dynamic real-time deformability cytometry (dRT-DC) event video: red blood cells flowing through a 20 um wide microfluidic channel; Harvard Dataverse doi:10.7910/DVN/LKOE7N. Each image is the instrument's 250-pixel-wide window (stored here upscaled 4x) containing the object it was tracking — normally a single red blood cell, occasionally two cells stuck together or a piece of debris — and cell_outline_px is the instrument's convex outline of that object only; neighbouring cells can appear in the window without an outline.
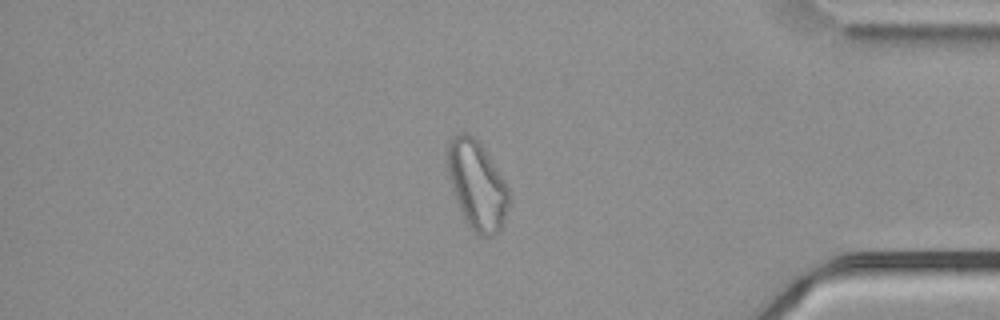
{"species": "common noctule bat (a hibernating species)", "species_latin": "Nyctalus noctula", "temperature_condition": "cold", "stored_images_in_passage": 57, "camera_frame_rate_fps": 3000, "um_per_image_px": 0.085, "animal": {"sex": "male", "body_mass_g": 21.5, "forearm_length_mm": 52.0}, "frame": {"image": 1, "passage_image": 49, "time_ms": 16.0, "image_size_px": [1000, 320], "cell_outline_px": [[508, 208], [500, 228], [492, 236], [476, 236], [472, 232], [464, 220], [452, 192], [448, 176], [448, 140], [460, 132], [468, 132], [480, 144], [504, 180], [508, 188]], "centroid_in_image_um": [40.5, 15.77], "position_along_channel_um": 394.7, "area_um2": 31.5}}